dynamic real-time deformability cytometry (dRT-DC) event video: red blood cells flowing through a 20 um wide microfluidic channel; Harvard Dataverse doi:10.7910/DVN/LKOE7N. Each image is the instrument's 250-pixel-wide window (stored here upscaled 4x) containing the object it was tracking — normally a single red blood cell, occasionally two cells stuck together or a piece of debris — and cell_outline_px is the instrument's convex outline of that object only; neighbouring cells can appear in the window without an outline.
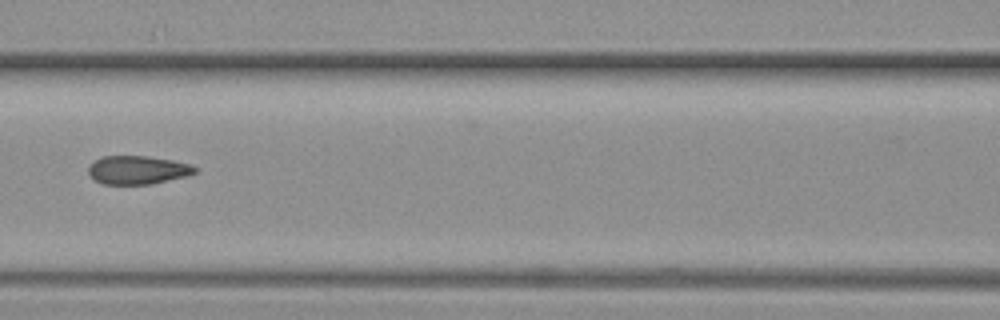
{"species": "common noctule bat (a hibernating species)", "species_latin": "Nyctalus noctula", "temperature_condition": "warm", "stored_images_in_passage": 8, "segment_of_instrument_passage": [1, 2], "camera_frame_rate_fps": 3000, "um_per_image_px": 0.085, "animal": {"sex": "female", "body_mass_g": 19.3, "forearm_length_mm": 54.1}, "frame": {"image": 1, "passage_image": 6, "time_ms": 1.667, "image_size_px": [1000, 320], "cell_outline_px": [[200, 168], [196, 172], [188, 176], [152, 184], [104, 184], [96, 180], [88, 172], [88, 164], [100, 156], [148, 156], [172, 160], [192, 164]], "centroid_in_image_um": [11.73, 14.44], "position_along_channel_um": 154.9, "area_um2": 17.92}}